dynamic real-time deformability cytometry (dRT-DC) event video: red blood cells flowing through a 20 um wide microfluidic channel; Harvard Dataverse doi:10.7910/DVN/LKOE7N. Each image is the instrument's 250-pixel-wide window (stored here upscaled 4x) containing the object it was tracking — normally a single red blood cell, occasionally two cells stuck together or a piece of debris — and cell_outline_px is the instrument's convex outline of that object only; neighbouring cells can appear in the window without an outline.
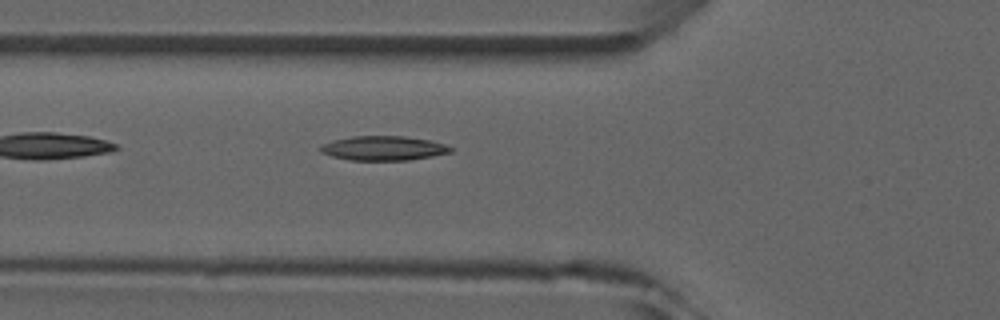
{"species": "common noctule bat (a hibernating species)", "species_latin": "Nyctalus noctula", "temperature_condition": "room temperature", "stored_images_in_passage": 3, "camera_frame_rate_fps": 3000, "um_per_image_px": 0.085, "animal": {"sex": "male", "forearm_length_mm": 52.5}, "frame": {"image": 1, "passage_image": 3, "time_ms": 2.333, "image_size_px": [1000, 320], "cell_outline_px": [[456, 148], [452, 152], [432, 156], [408, 160], [352, 160], [332, 156], [320, 152], [320, 144], [332, 140], [352, 136], [404, 136], [428, 140], [444, 144]], "centroid_in_image_um": [32.59, 12.59], "position_along_channel_um": 93.2, "area_um2": 18.55}}